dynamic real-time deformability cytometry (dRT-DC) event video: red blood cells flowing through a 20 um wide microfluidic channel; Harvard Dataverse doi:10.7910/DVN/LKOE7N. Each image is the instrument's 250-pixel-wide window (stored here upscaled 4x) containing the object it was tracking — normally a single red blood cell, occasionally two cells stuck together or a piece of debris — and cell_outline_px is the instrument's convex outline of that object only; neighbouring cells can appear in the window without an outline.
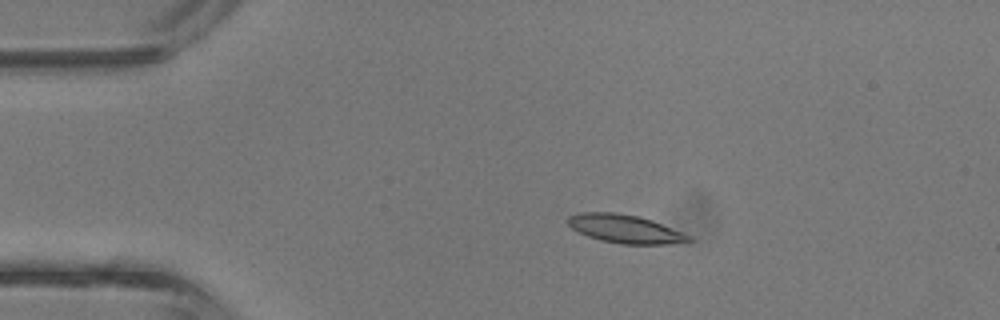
{"species": "common noctule bat (a hibernating species)", "species_latin": "Nyctalus noctula", "temperature_condition": "room temperature", "stored_images_in_passage": 43, "camera_frame_rate_fps": 3000, "um_per_image_px": 0.085, "animal": {"sex": "male", "body_mass_g": 13.3}, "frame": {"image": 1, "passage_image": 9, "time_ms": 2.667, "image_size_px": [1000, 320], "cell_outline_px": [[692, 240], [668, 244], [620, 244], [600, 240], [588, 236], [572, 228], [568, 224], [568, 216], [580, 212], [616, 212], [640, 216], [652, 220], [680, 232], [688, 236]], "centroid_in_image_um": [53.07, 19.44], "position_along_channel_um": 31.9, "area_um2": 19.71}}
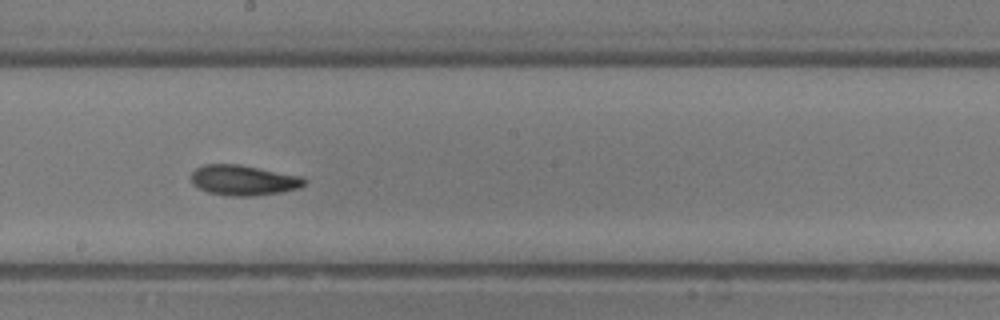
{"frame": {"image": 2, "passage_image": 24, "time_ms": 7.667, "image_size_px": [1000, 320], "cell_outline_px": [[308, 180], [300, 188], [280, 192], [256, 196], [228, 196], [208, 192], [192, 184], [192, 172], [196, 168], [204, 164], [240, 164], [304, 176]], "centroid_in_image_um": [20.74, 15.31], "position_along_channel_um": 227.5, "area_um2": 20.23}}
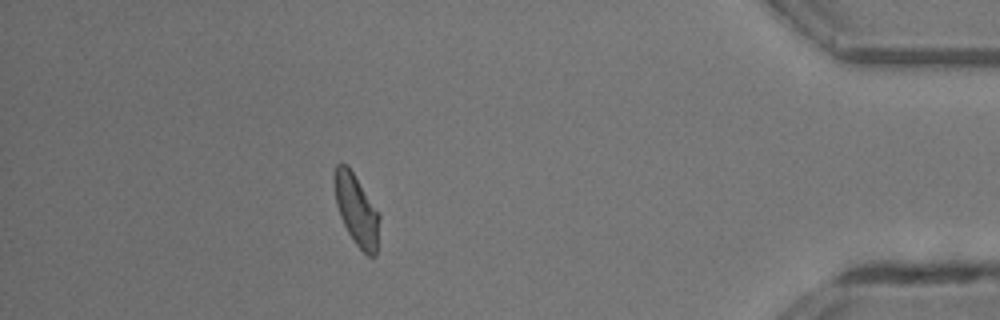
{"frame": {"image": 3, "passage_image": 38, "time_ms": 12.333, "image_size_px": [1000, 320], "cell_outline_px": [[380, 220], [376, 256], [368, 256], [356, 244], [348, 232], [340, 216], [336, 204], [332, 180], [336, 164], [348, 164], [380, 212]], "centroid_in_image_um": [30.3, 17.8], "position_along_channel_um": 404.9, "area_um2": 19.02}, "authors_computed_cell_mechanics": {"area_um2": 19.3052, "velocity_mm_per_s": 4.8963, "shape_relaxation_time_tau1_ms": 2.9231, "shape_relaxation_time_tau2_ms": 1.9745, "deformation_change_tau1": 0.131, "deformation_change_tau2": 0.0699}}